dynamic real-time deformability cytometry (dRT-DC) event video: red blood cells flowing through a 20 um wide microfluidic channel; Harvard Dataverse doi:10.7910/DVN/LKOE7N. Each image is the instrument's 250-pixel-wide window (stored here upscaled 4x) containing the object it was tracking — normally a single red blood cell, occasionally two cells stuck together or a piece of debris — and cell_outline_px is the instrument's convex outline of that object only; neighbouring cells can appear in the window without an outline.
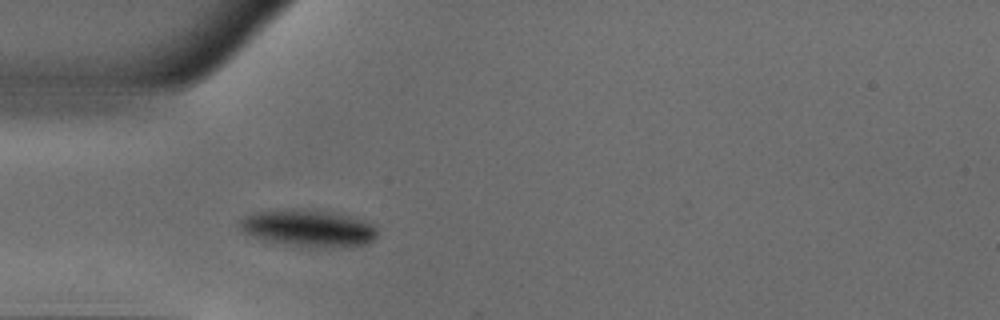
{"species": "common noctule bat (a hibernating species)", "species_latin": "Nyctalus noctula", "temperature_condition": "warm", "stored_images_in_passage": 41, "camera_frame_rate_fps": 3000, "um_per_image_px": 0.085, "animal": {"sex": "male", "body_mass_g": 18.8}, "frame": {"image": 1, "passage_image": 5, "time_ms": 1.333, "image_size_px": [1000, 320], "cell_outline_px": [[380, 232], [368, 244], [352, 248], [308, 248], [284, 244], [264, 240], [252, 236], [244, 232], [236, 224], [236, 220], [244, 216], [256, 212], [292, 208], [300, 208], [340, 212], [356, 216], [368, 220], [376, 224]], "centroid_in_image_um": [26.31, 19.4], "position_along_channel_um": 58.7, "area_um2": 31.33}}
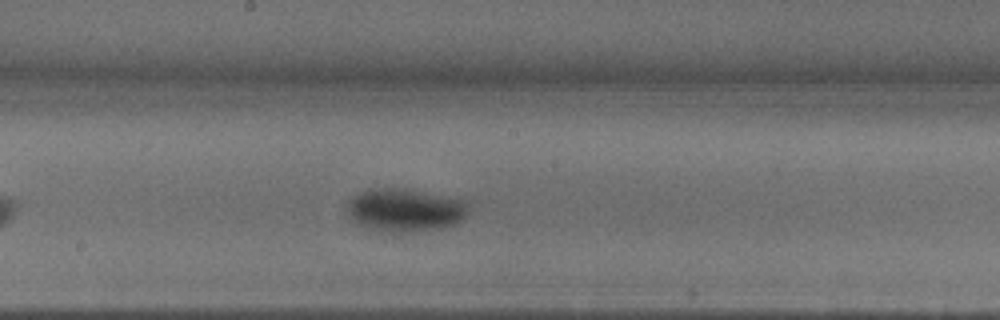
{"frame": {"image": 2, "passage_image": 17, "time_ms": 5.333, "image_size_px": [1000, 320], "cell_outline_px": [[468, 212], [460, 220], [452, 224], [436, 228], [412, 232], [380, 232], [356, 224], [352, 220], [344, 208], [348, 200], [352, 196], [360, 192], [376, 188], [412, 188], [464, 200], [468, 208]], "centroid_in_image_um": [34.34, 17.84], "position_along_channel_um": 213.9, "area_um2": 30.81}}
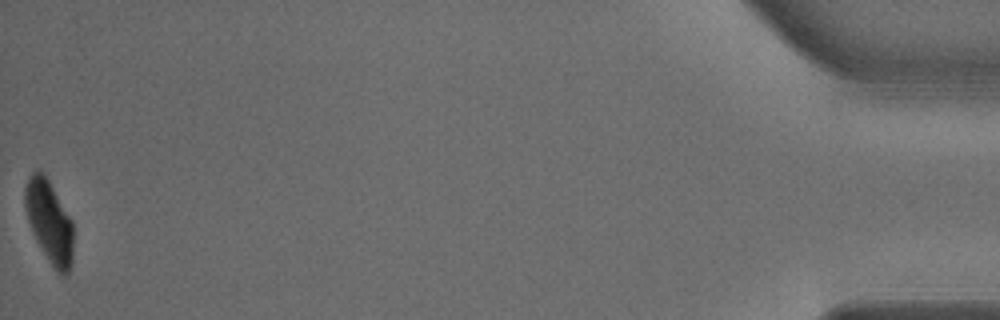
{"frame": {"image": 3, "passage_image": 41, "time_ms": 13.333, "image_size_px": [1000, 320], "cell_outline_px": [[72, 264], [68, 272], [64, 276], [60, 276], [56, 272], [48, 260], [36, 240], [32, 232], [24, 208], [24, 188], [28, 176], [32, 172], [40, 172], [48, 180], [72, 220]], "centroid_in_image_um": [4.17, 18.88], "position_along_channel_um": 431.0, "area_um2": 23.06}}